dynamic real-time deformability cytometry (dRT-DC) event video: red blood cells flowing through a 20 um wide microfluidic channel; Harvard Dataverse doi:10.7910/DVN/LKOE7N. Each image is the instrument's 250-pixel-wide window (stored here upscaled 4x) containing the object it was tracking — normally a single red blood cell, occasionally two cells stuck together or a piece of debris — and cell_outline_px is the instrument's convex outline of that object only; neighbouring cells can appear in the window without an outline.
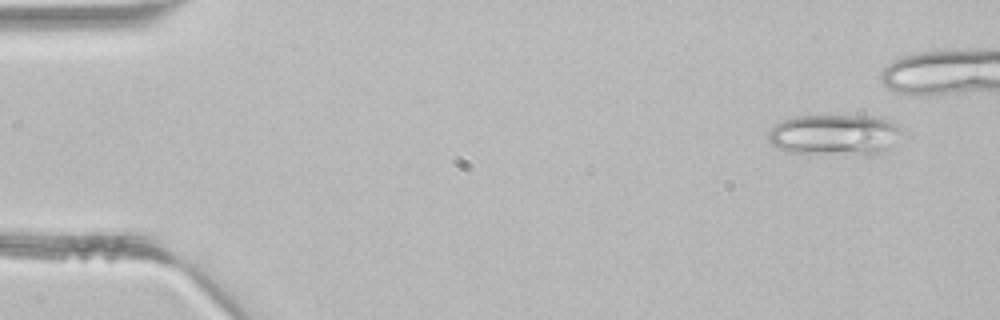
{"species": "common noctule bat (a hibernating species)", "species_latin": "Nyctalus noctula", "temperature_condition": "room temperature", "stored_images_in_passage": 4, "camera_frame_rate_fps": 3000, "um_per_image_px": 0.085, "animal": {"sex": "male", "body_mass_g": 21.5, "forearm_length_mm": 52.0}, "frame": {"image": 1, "passage_image": 1, "time_ms": 0.0, "image_size_px": [1000, 320], "cell_outline_px": [[904, 128], [888, 152], [872, 156], [868, 156], [788, 152], [772, 144], [768, 140], [768, 132], [776, 124], [792, 116], [872, 116], [892, 120]], "centroid_in_image_um": [71.04, 11.48], "position_along_channel_um": 14.0, "area_um2": 32.6}}